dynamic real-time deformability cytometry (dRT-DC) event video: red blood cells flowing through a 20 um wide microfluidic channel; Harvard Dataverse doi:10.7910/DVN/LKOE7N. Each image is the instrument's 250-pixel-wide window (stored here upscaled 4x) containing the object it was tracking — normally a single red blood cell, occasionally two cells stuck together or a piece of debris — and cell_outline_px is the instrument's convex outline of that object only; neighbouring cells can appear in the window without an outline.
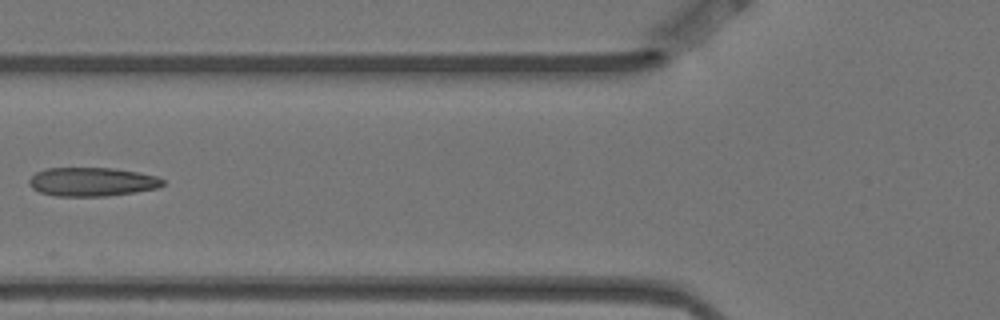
{"species": "Egyptian fruit bat (a non-hibernating species)", "species_latin": "Rousettus aegyptiacus", "temperature_condition": "warm", "stored_images_in_passage": 2, "camera_frame_rate_fps": 3000, "um_per_image_px": 0.085, "animal": {"sex": "female"}, "frame": {"image": 1, "passage_image": 2, "time_ms": 0.333, "image_size_px": [1000, 320], "cell_outline_px": [[164, 184], [156, 188], [136, 192], [108, 196], [56, 196], [40, 192], [32, 188], [28, 184], [28, 180], [36, 172], [48, 168], [112, 168], [136, 172], [156, 176], [164, 180]], "centroid_in_image_um": [7.8, 15.46], "position_along_channel_um": 118.0, "area_um2": 22.37}}